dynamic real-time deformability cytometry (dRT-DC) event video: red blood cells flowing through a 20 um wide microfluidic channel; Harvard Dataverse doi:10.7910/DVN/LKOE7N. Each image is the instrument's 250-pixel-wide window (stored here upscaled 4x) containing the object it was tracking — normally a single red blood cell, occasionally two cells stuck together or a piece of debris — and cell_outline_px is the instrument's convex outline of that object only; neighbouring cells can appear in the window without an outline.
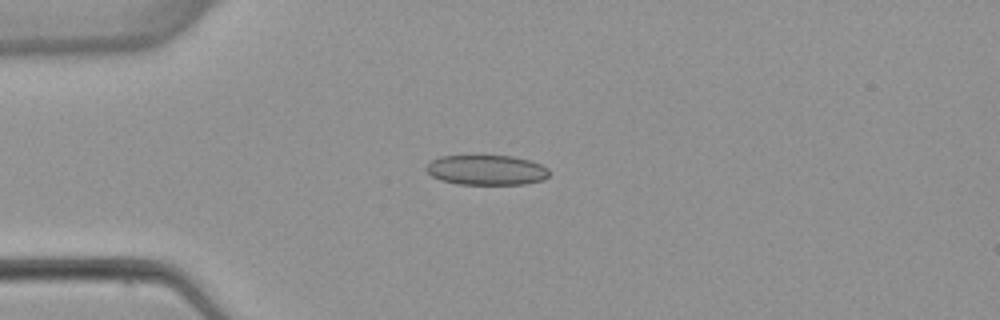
{"species": "common noctule bat (a hibernating species)", "species_latin": "Nyctalus noctula", "temperature_condition": "warm", "stored_images_in_passage": 5, "camera_frame_rate_fps": 3000, "um_per_image_px": 0.085, "animal": {"sex": "female", "body_mass_g": 22.7, "forearm_length_mm": 54.2}, "frame": {"image": 1, "passage_image": 3, "time_ms": 3.333, "image_size_px": [1000, 320], "cell_outline_px": [[548, 176], [544, 180], [524, 184], [456, 184], [440, 180], [432, 176], [424, 168], [432, 160], [440, 156], [512, 156], [528, 160], [540, 164], [548, 168]], "centroid_in_image_um": [41.34, 14.46], "position_along_channel_um": 43.7, "area_um2": 21.44}}
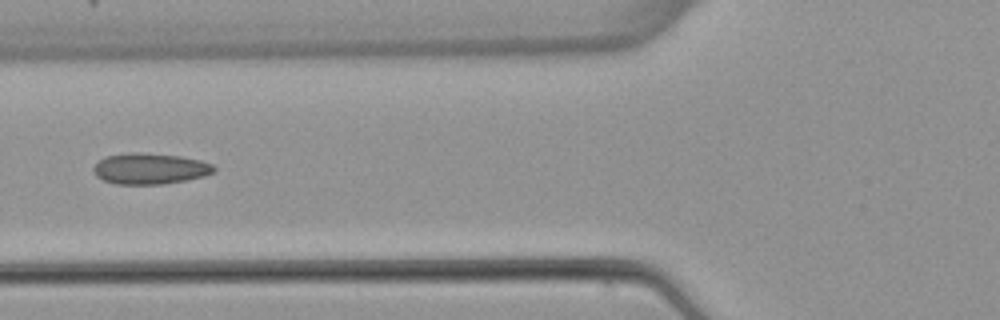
{"frame": {"image": 2, "passage_image": 5, "time_ms": 5.667, "image_size_px": [1000, 320], "cell_outline_px": [[216, 168], [212, 172], [204, 176], [164, 184], [116, 184], [104, 180], [96, 176], [92, 172], [92, 168], [104, 156], [132, 152], [140, 152], [180, 156], [200, 160], [212, 164]], "centroid_in_image_um": [12.71, 14.33], "position_along_channel_um": 113.1, "area_um2": 21.73}}